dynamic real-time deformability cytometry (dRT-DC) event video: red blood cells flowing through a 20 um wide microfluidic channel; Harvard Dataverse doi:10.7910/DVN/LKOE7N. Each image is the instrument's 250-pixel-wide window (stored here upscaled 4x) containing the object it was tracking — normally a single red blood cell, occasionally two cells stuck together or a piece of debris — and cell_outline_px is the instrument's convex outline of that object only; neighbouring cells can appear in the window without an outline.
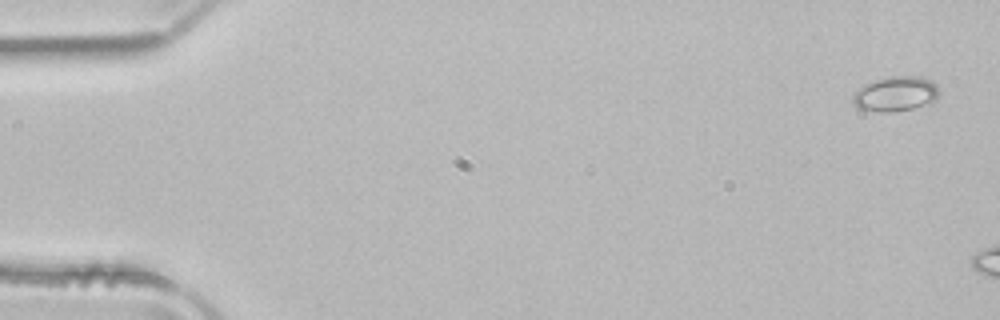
{"species": "common noctule bat (a hibernating species)", "species_latin": "Nyctalus noctula", "temperature_condition": "room temperature", "stored_images_in_passage": 8, "camera_frame_rate_fps": 3000, "um_per_image_px": 0.085, "animal": {"sex": "male", "body_mass_g": 21.5, "forearm_length_mm": 52.0}, "frame": {"image": 1, "passage_image": 2, "time_ms": 0.333, "image_size_px": [1000, 320], "cell_outline_px": [[940, 92], [936, 100], [932, 104], [892, 112], [876, 112], [856, 108], [852, 100], [852, 96], [864, 84], [876, 80], [892, 76], [920, 76], [936, 84]], "centroid_in_image_um": [76.14, 8.0], "position_along_channel_um": 8.9, "area_um2": 17.69}}